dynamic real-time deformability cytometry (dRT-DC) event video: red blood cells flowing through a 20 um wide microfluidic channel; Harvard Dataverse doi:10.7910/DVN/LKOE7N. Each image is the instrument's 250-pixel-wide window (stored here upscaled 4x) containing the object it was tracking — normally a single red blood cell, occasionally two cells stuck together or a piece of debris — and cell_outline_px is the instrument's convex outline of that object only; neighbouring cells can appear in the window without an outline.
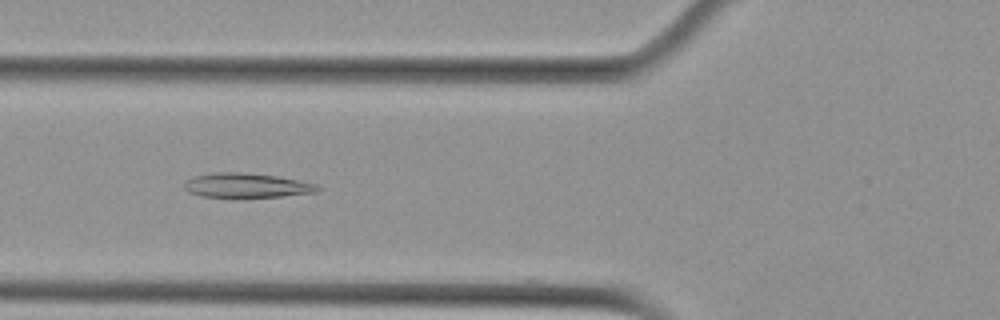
{"species": "Egyptian fruit bat (a non-hibernating species)", "species_latin": "Rousettus aegyptiacus", "temperature_condition": "cold", "stored_images_in_passage": 37, "camera_frame_rate_fps": 3000, "um_per_image_px": 0.085, "animal": {"sex": "female"}, "frame": {"image": 1, "passage_image": 4, "time_ms": 1.0, "image_size_px": [1000, 320], "cell_outline_px": [[320, 188], [316, 192], [280, 196], [236, 200], [232, 200], [200, 196], [188, 192], [184, 188], [184, 180], [196, 176], [212, 172], [244, 172], [276, 176], [300, 180], [316, 184]], "centroid_in_image_um": [20.88, 15.8], "position_along_channel_um": 104.9, "area_um2": 19.94}}
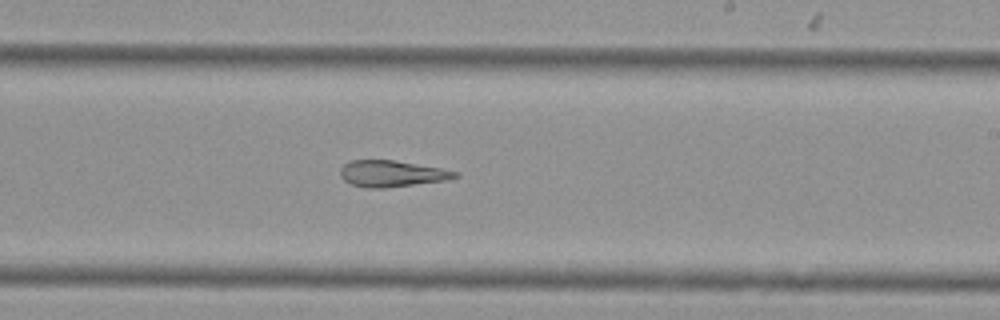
{"frame": {"image": 2, "passage_image": 16, "time_ms": 5.0, "image_size_px": [1000, 320], "cell_outline_px": [[460, 176], [448, 180], [384, 188], [368, 188], [352, 184], [344, 180], [340, 176], [340, 168], [344, 164], [352, 160], [396, 160], [440, 168], [460, 172]], "centroid_in_image_um": [33.32, 14.75], "position_along_channel_um": 255.7, "area_um2": 17.69}}
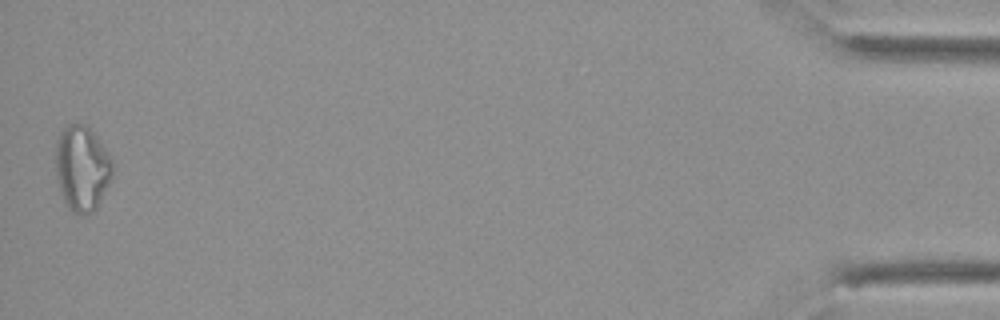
{"frame": {"image": 3, "passage_image": 37, "time_ms": 12.0, "image_size_px": [1000, 320], "cell_outline_px": [[116, 164], [112, 176], [96, 208], [92, 212], [84, 216], [72, 212], [68, 208], [64, 200], [56, 176], [56, 140], [60, 132], [68, 124], [84, 124], [96, 136]], "centroid_in_image_um": [6.98, 14.31], "position_along_channel_um": 428.2, "area_um2": 28.32}, "authors_computed_cell_mechanics": {"area_um2": 18.8428, "velocity_mm_per_s": 3.7816, "shape_relaxation_time_tau1_ms": null, "shape_relaxation_time_tau2_ms": 5.0536, "deformation_change_tau1": null, "deformation_change_tau2": 0.1451}}